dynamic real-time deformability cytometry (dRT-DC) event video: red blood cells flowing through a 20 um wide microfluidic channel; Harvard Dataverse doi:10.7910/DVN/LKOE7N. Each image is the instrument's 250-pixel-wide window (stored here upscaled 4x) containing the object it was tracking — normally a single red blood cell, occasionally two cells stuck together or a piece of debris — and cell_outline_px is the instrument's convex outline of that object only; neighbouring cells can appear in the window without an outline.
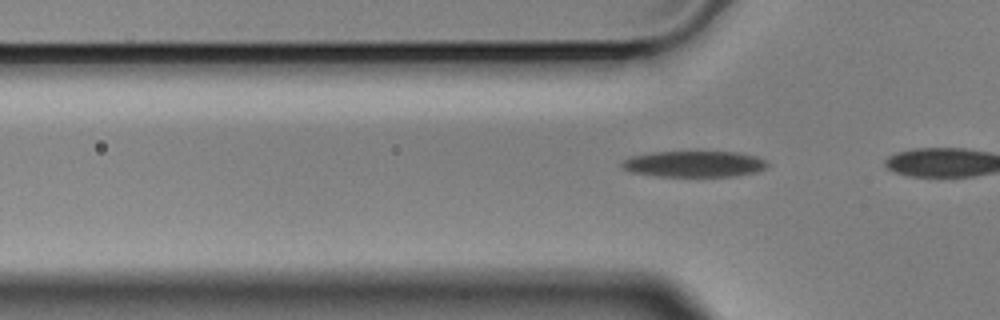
{"species": "Egyptian fruit bat (a non-hibernating species)", "species_latin": "Rousettus aegyptiacus", "temperature_condition": "cold", "stored_images_in_passage": 3, "segment_of_instrument_passage": [2, 2], "camera_frame_rate_fps": 3000, "um_per_image_px": 0.085, "animal": {"sex": "male"}, "frame": {"image": 1, "passage_image": 3, "time_ms": 0.667, "image_size_px": [1000, 320], "cell_outline_px": [[768, 164], [764, 168], [756, 172], [732, 176], [656, 176], [632, 172], [624, 168], [620, 164], [624, 160], [632, 156], [652, 152], [736, 152], [756, 156], [764, 160]], "centroid_in_image_um": [58.99, 13.94], "position_along_channel_um": 66.8, "area_um2": 21.85}}